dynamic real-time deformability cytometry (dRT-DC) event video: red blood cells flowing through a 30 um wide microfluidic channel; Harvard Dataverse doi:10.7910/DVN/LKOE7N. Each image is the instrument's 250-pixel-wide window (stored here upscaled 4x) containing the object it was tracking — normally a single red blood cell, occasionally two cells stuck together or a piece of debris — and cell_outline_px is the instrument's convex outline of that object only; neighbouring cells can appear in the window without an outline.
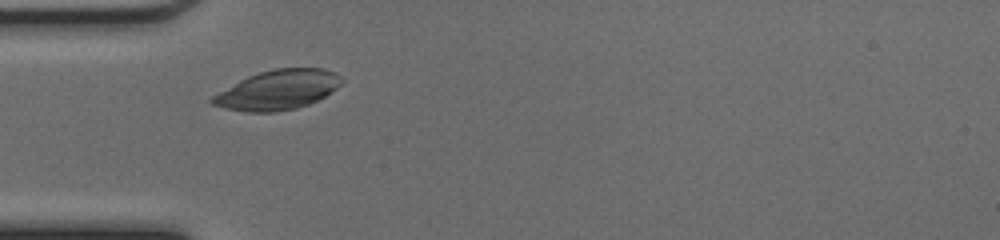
{"species": "common noctule bat (a hibernating species)", "species_latin": "Nyctalus noctula", "temperature_condition": "cold", "stored_images_in_passage": 21, "camera_frame_rate_fps": 3000, "um_per_image_px": 0.085, "animal": {"sex": "female", "body_mass_g": 17.0, "forearm_length_mm": 48.0}, "frame": {"image": 1, "passage_image": 1, "time_ms": 0.0, "image_size_px": [1000, 240], "cell_outline_px": [[344, 80], [336, 88], [324, 96], [308, 104], [296, 108], [276, 112], [248, 112], [224, 108], [212, 104], [208, 100], [212, 96], [240, 80], [248, 76], [260, 72], [276, 68], [324, 68], [336, 72]], "centroid_in_image_um": [23.61, 7.64], "position_along_channel_um": 61.4, "area_um2": 29.65}}